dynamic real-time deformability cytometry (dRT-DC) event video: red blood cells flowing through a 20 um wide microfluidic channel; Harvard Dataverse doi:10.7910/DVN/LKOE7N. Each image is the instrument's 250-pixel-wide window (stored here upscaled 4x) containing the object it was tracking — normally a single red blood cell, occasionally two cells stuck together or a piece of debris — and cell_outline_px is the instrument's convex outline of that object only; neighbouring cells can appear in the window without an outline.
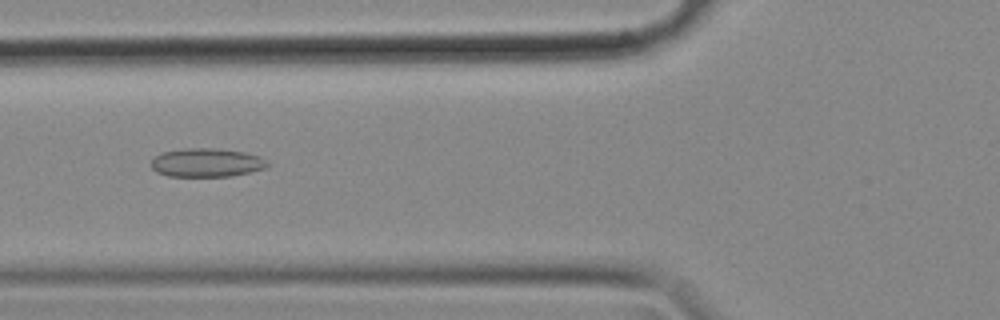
{"species": "common noctule bat (a hibernating species)", "species_latin": "Nyctalus noctula", "temperature_condition": "cold", "stored_images_in_passage": 56, "camera_frame_rate_fps": 3000, "um_per_image_px": 0.085, "animal": {"sex": "female", "body_mass_g": 18.4}, "frame": {"image": 1, "passage_image": 21, "time_ms": 6.667, "image_size_px": [1000, 320], "cell_outline_px": [[272, 164], [264, 168], [232, 176], [168, 176], [156, 172], [148, 164], [156, 156], [164, 152], [184, 148], [216, 148], [244, 152], [260, 156], [268, 160]], "centroid_in_image_um": [17.57, 13.82], "position_along_channel_um": 108.2, "area_um2": 19.54}}
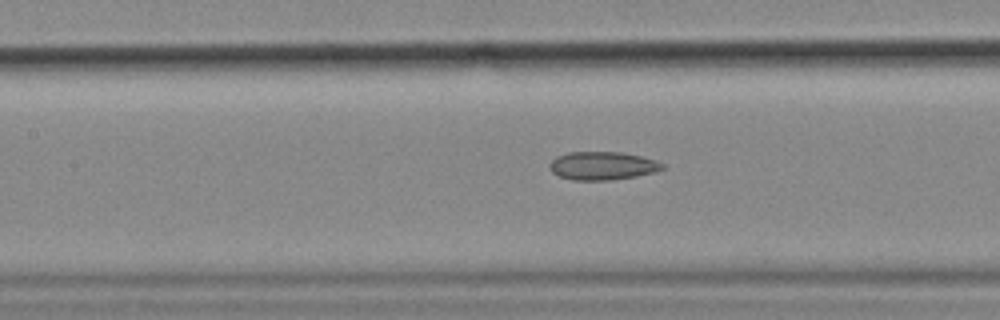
{"frame": {"image": 2, "passage_image": 25, "time_ms": 8.0, "image_size_px": [1000, 320], "cell_outline_px": [[664, 168], [656, 172], [636, 176], [612, 180], [572, 180], [560, 176], [552, 172], [548, 168], [548, 164], [556, 156], [568, 152], [620, 152], [640, 156], [656, 160], [664, 164]], "centroid_in_image_um": [51.19, 14.09], "position_along_channel_um": 156.2, "area_um2": 18.67}}
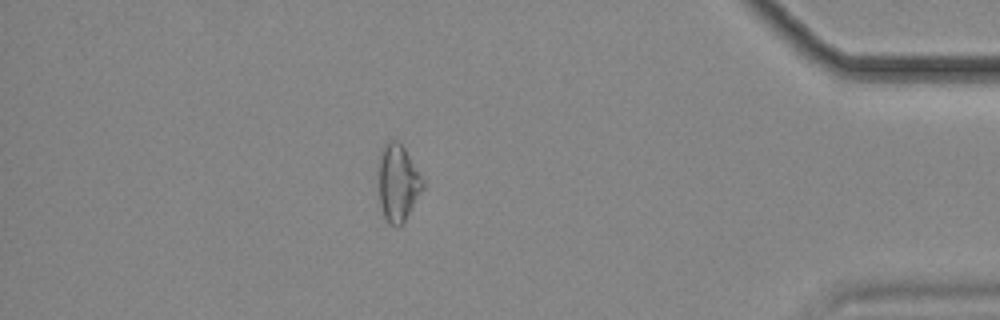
{"frame": {"image": 3, "passage_image": 49, "time_ms": 16.0, "image_size_px": [1000, 320], "cell_outline_px": [[424, 188], [404, 220], [396, 228], [388, 224], [384, 220], [380, 204], [380, 152], [384, 144], [388, 140], [396, 140], [404, 148], [424, 180]], "centroid_in_image_um": [33.83, 15.57], "position_along_channel_um": 401.4, "area_um2": 19.54}, "authors_computed_cell_mechanics": {"area_um2": 19.8832, "velocity_mm_per_s": 3.5743, "shape_relaxation_time_tau1_ms": null, "shape_relaxation_time_tau2_ms": 6.9302, "deformation_change_tau1": null, "deformation_change_tau2": 0.1667}}